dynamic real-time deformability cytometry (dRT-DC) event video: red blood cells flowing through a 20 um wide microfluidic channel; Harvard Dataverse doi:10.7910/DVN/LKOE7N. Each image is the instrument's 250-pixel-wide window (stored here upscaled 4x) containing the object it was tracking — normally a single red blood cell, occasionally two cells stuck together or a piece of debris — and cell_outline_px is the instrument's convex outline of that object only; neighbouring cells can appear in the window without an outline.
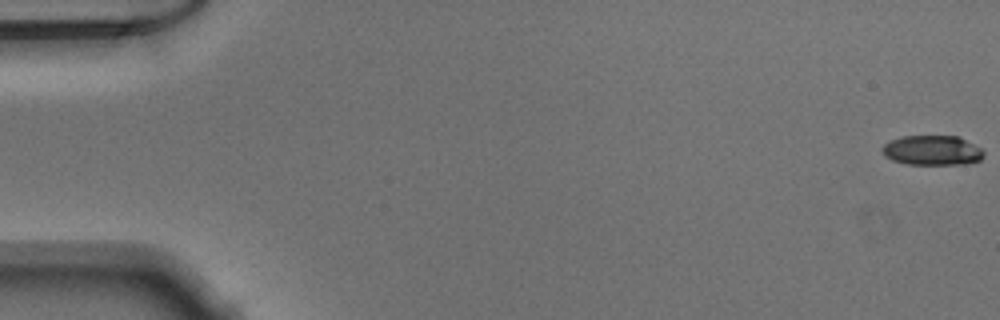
{"species": "Egyptian fruit bat (a non-hibernating species)", "species_latin": "Rousettus aegyptiacus", "temperature_condition": "warm", "stored_images_in_passage": 52, "camera_frame_rate_fps": 3000, "um_per_image_px": 0.085, "animal": {"sex": "male"}, "frame": {"image": 1, "passage_image": 1, "time_ms": 0.0, "image_size_px": [1000, 320], "cell_outline_px": [[984, 156], [980, 160], [964, 164], [908, 164], [892, 160], [884, 156], [880, 148], [884, 144], [900, 136], [960, 136], [980, 148], [984, 152]], "centroid_in_image_um": [79.22, 12.77], "position_along_channel_um": 5.8, "area_um2": 17.69}}
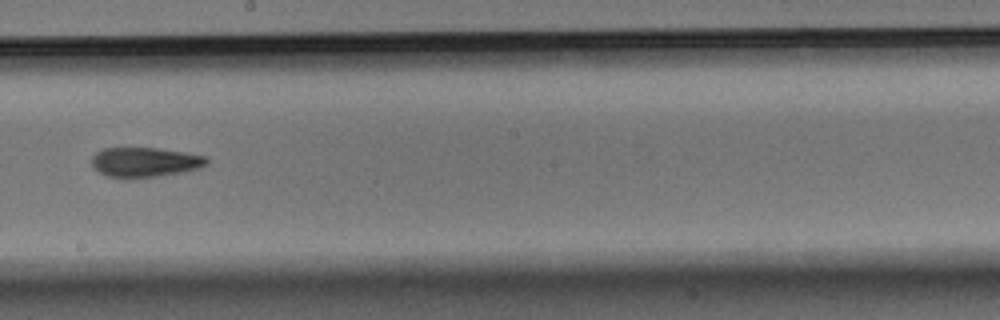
{"frame": {"image": 2, "passage_image": 30, "time_ms": 9.667, "image_size_px": [1000, 320], "cell_outline_px": [[208, 164], [200, 168], [184, 172], [160, 176], [128, 180], [124, 180], [108, 176], [100, 172], [92, 164], [92, 156], [96, 152], [104, 148], [156, 148], [184, 152], [208, 156]], "centroid_in_image_um": [12.34, 13.81], "position_along_channel_um": 235.9, "area_um2": 20.35}}
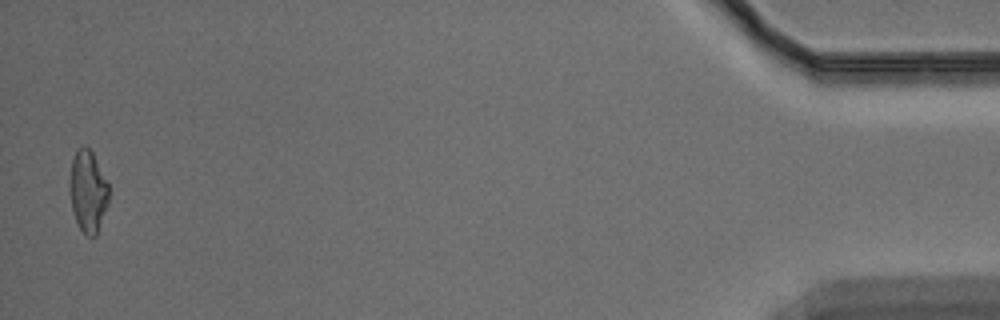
{"frame": {"image": 3, "passage_image": 51, "time_ms": 16.667, "image_size_px": [1000, 320], "cell_outline_px": [[108, 204], [96, 236], [84, 236], [76, 220], [72, 208], [68, 192], [68, 184], [72, 160], [76, 148], [84, 144], [92, 152], [108, 184]], "centroid_in_image_um": [7.44, 16.25], "position_along_channel_um": 427.8, "area_um2": 18.84}}